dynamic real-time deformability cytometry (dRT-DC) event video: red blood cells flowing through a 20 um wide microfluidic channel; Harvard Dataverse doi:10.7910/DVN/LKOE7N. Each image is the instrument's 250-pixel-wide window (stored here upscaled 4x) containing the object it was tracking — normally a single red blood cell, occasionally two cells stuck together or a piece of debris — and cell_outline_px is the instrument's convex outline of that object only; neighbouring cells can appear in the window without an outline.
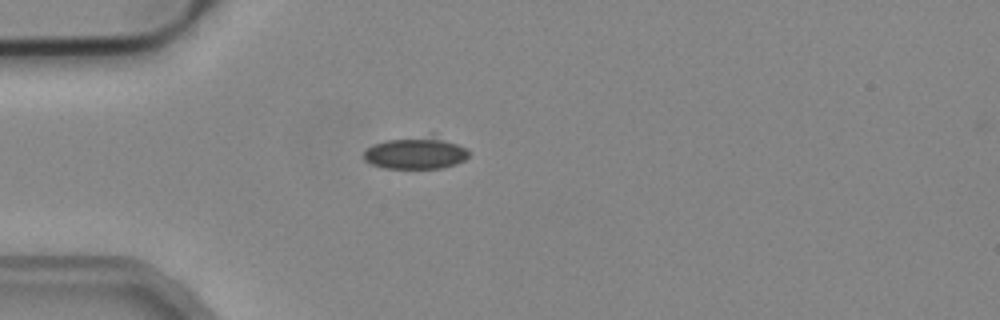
{"species": "common noctule bat (a hibernating species)", "species_latin": "Nyctalus noctula", "temperature_condition": "cold", "stored_images_in_passage": 2, "camera_frame_rate_fps": 3000, "um_per_image_px": 0.085, "animal": {"sex": "male", "body_mass_g": 19.2, "forearm_length_mm": 51.8}, "frame": {"image": 1, "passage_image": 1, "time_ms": 0.0, "image_size_px": [1000, 320], "cell_outline_px": [[468, 156], [464, 160], [456, 164], [440, 168], [384, 168], [372, 164], [364, 160], [364, 152], [368, 148], [376, 144], [388, 140], [432, 132], [436, 132], [464, 148], [468, 152]], "centroid_in_image_um": [35.38, 12.96], "position_along_channel_um": 49.6, "area_um2": 20.06}}